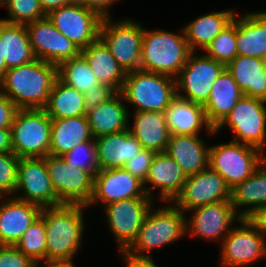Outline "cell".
<instances>
[{
	"mask_svg": "<svg viewBox=\"0 0 266 267\" xmlns=\"http://www.w3.org/2000/svg\"><path fill=\"white\" fill-rule=\"evenodd\" d=\"M210 58L227 65L237 54L236 15L204 51Z\"/></svg>",
	"mask_w": 266,
	"mask_h": 267,
	"instance_id": "obj_38",
	"label": "cell"
},
{
	"mask_svg": "<svg viewBox=\"0 0 266 267\" xmlns=\"http://www.w3.org/2000/svg\"><path fill=\"white\" fill-rule=\"evenodd\" d=\"M118 254L122 257L126 267H158L152 256H136L130 254L126 250H118Z\"/></svg>",
	"mask_w": 266,
	"mask_h": 267,
	"instance_id": "obj_47",
	"label": "cell"
},
{
	"mask_svg": "<svg viewBox=\"0 0 266 267\" xmlns=\"http://www.w3.org/2000/svg\"><path fill=\"white\" fill-rule=\"evenodd\" d=\"M235 10L230 8L206 13L198 16L183 27L185 38L192 52L205 51L212 40L226 27L235 17Z\"/></svg>",
	"mask_w": 266,
	"mask_h": 267,
	"instance_id": "obj_29",
	"label": "cell"
},
{
	"mask_svg": "<svg viewBox=\"0 0 266 267\" xmlns=\"http://www.w3.org/2000/svg\"><path fill=\"white\" fill-rule=\"evenodd\" d=\"M227 200H231L230 187L219 173L208 166L188 176L173 203L187 214L194 208Z\"/></svg>",
	"mask_w": 266,
	"mask_h": 267,
	"instance_id": "obj_15",
	"label": "cell"
},
{
	"mask_svg": "<svg viewBox=\"0 0 266 267\" xmlns=\"http://www.w3.org/2000/svg\"><path fill=\"white\" fill-rule=\"evenodd\" d=\"M115 93L116 91L107 84L94 86L92 90L84 93L86 111L94 109L98 105L103 104Z\"/></svg>",
	"mask_w": 266,
	"mask_h": 267,
	"instance_id": "obj_44",
	"label": "cell"
},
{
	"mask_svg": "<svg viewBox=\"0 0 266 267\" xmlns=\"http://www.w3.org/2000/svg\"><path fill=\"white\" fill-rule=\"evenodd\" d=\"M187 213L190 217L186 219V234L208 240V242L209 240L217 241L219 245L230 232L233 222L240 220L231 200L197 207Z\"/></svg>",
	"mask_w": 266,
	"mask_h": 267,
	"instance_id": "obj_17",
	"label": "cell"
},
{
	"mask_svg": "<svg viewBox=\"0 0 266 267\" xmlns=\"http://www.w3.org/2000/svg\"><path fill=\"white\" fill-rule=\"evenodd\" d=\"M130 198L151 197L146 194L143 182L124 168L98 170L94 176L93 196L87 208L98 202L103 207Z\"/></svg>",
	"mask_w": 266,
	"mask_h": 267,
	"instance_id": "obj_19",
	"label": "cell"
},
{
	"mask_svg": "<svg viewBox=\"0 0 266 267\" xmlns=\"http://www.w3.org/2000/svg\"><path fill=\"white\" fill-rule=\"evenodd\" d=\"M124 103L121 92H116L103 104L87 111L86 118L94 139L129 128L131 111L125 106L127 103Z\"/></svg>",
	"mask_w": 266,
	"mask_h": 267,
	"instance_id": "obj_24",
	"label": "cell"
},
{
	"mask_svg": "<svg viewBox=\"0 0 266 267\" xmlns=\"http://www.w3.org/2000/svg\"><path fill=\"white\" fill-rule=\"evenodd\" d=\"M237 223L220 244V267H248L266 257L265 238L247 218Z\"/></svg>",
	"mask_w": 266,
	"mask_h": 267,
	"instance_id": "obj_12",
	"label": "cell"
},
{
	"mask_svg": "<svg viewBox=\"0 0 266 267\" xmlns=\"http://www.w3.org/2000/svg\"><path fill=\"white\" fill-rule=\"evenodd\" d=\"M231 203L240 218L266 206V159L250 177L231 189Z\"/></svg>",
	"mask_w": 266,
	"mask_h": 267,
	"instance_id": "obj_30",
	"label": "cell"
},
{
	"mask_svg": "<svg viewBox=\"0 0 266 267\" xmlns=\"http://www.w3.org/2000/svg\"><path fill=\"white\" fill-rule=\"evenodd\" d=\"M41 263L43 264V266L45 265L44 267H76L72 260H58V259H44L36 261L35 267H42Z\"/></svg>",
	"mask_w": 266,
	"mask_h": 267,
	"instance_id": "obj_51",
	"label": "cell"
},
{
	"mask_svg": "<svg viewBox=\"0 0 266 267\" xmlns=\"http://www.w3.org/2000/svg\"><path fill=\"white\" fill-rule=\"evenodd\" d=\"M92 138L86 116L51 120L50 154L62 156Z\"/></svg>",
	"mask_w": 266,
	"mask_h": 267,
	"instance_id": "obj_32",
	"label": "cell"
},
{
	"mask_svg": "<svg viewBox=\"0 0 266 267\" xmlns=\"http://www.w3.org/2000/svg\"><path fill=\"white\" fill-rule=\"evenodd\" d=\"M187 178L181 167L163 152L154 157L143 185L146 194L152 199L156 198L154 190L159 189V199L167 203L173 202L180 194Z\"/></svg>",
	"mask_w": 266,
	"mask_h": 267,
	"instance_id": "obj_20",
	"label": "cell"
},
{
	"mask_svg": "<svg viewBox=\"0 0 266 267\" xmlns=\"http://www.w3.org/2000/svg\"><path fill=\"white\" fill-rule=\"evenodd\" d=\"M132 115V126L129 125L128 129L141 146L156 153L165 152L170 138L165 113L152 111L129 113V117Z\"/></svg>",
	"mask_w": 266,
	"mask_h": 267,
	"instance_id": "obj_27",
	"label": "cell"
},
{
	"mask_svg": "<svg viewBox=\"0 0 266 267\" xmlns=\"http://www.w3.org/2000/svg\"><path fill=\"white\" fill-rule=\"evenodd\" d=\"M263 61V69H264V74L266 76V57L262 59Z\"/></svg>",
	"mask_w": 266,
	"mask_h": 267,
	"instance_id": "obj_53",
	"label": "cell"
},
{
	"mask_svg": "<svg viewBox=\"0 0 266 267\" xmlns=\"http://www.w3.org/2000/svg\"><path fill=\"white\" fill-rule=\"evenodd\" d=\"M7 0H0V8L4 7V5L6 4Z\"/></svg>",
	"mask_w": 266,
	"mask_h": 267,
	"instance_id": "obj_54",
	"label": "cell"
},
{
	"mask_svg": "<svg viewBox=\"0 0 266 267\" xmlns=\"http://www.w3.org/2000/svg\"><path fill=\"white\" fill-rule=\"evenodd\" d=\"M94 140L99 170L123 168L126 162L143 149L129 129Z\"/></svg>",
	"mask_w": 266,
	"mask_h": 267,
	"instance_id": "obj_23",
	"label": "cell"
},
{
	"mask_svg": "<svg viewBox=\"0 0 266 267\" xmlns=\"http://www.w3.org/2000/svg\"><path fill=\"white\" fill-rule=\"evenodd\" d=\"M156 154L152 150L143 148L142 151L126 162L123 168L144 183Z\"/></svg>",
	"mask_w": 266,
	"mask_h": 267,
	"instance_id": "obj_42",
	"label": "cell"
},
{
	"mask_svg": "<svg viewBox=\"0 0 266 267\" xmlns=\"http://www.w3.org/2000/svg\"><path fill=\"white\" fill-rule=\"evenodd\" d=\"M57 78L58 66L36 58L8 69L0 81V91L17 109H44Z\"/></svg>",
	"mask_w": 266,
	"mask_h": 267,
	"instance_id": "obj_1",
	"label": "cell"
},
{
	"mask_svg": "<svg viewBox=\"0 0 266 267\" xmlns=\"http://www.w3.org/2000/svg\"><path fill=\"white\" fill-rule=\"evenodd\" d=\"M228 126L232 141L266 149V101L248 96L236 103L228 116L214 129L216 134Z\"/></svg>",
	"mask_w": 266,
	"mask_h": 267,
	"instance_id": "obj_9",
	"label": "cell"
},
{
	"mask_svg": "<svg viewBox=\"0 0 266 267\" xmlns=\"http://www.w3.org/2000/svg\"><path fill=\"white\" fill-rule=\"evenodd\" d=\"M181 33L167 30H147L143 26L140 69L176 78L186 64L191 50Z\"/></svg>",
	"mask_w": 266,
	"mask_h": 267,
	"instance_id": "obj_3",
	"label": "cell"
},
{
	"mask_svg": "<svg viewBox=\"0 0 266 267\" xmlns=\"http://www.w3.org/2000/svg\"><path fill=\"white\" fill-rule=\"evenodd\" d=\"M19 159L12 152L0 153V197L14 195Z\"/></svg>",
	"mask_w": 266,
	"mask_h": 267,
	"instance_id": "obj_41",
	"label": "cell"
},
{
	"mask_svg": "<svg viewBox=\"0 0 266 267\" xmlns=\"http://www.w3.org/2000/svg\"><path fill=\"white\" fill-rule=\"evenodd\" d=\"M242 96L243 92L225 69L212 85L209 99L203 105L209 124L215 129L228 116Z\"/></svg>",
	"mask_w": 266,
	"mask_h": 267,
	"instance_id": "obj_28",
	"label": "cell"
},
{
	"mask_svg": "<svg viewBox=\"0 0 266 267\" xmlns=\"http://www.w3.org/2000/svg\"><path fill=\"white\" fill-rule=\"evenodd\" d=\"M170 204V205H168ZM151 207L139 230L136 240L126 250L136 256H151L156 248L173 244L186 235V214L173 202Z\"/></svg>",
	"mask_w": 266,
	"mask_h": 267,
	"instance_id": "obj_4",
	"label": "cell"
},
{
	"mask_svg": "<svg viewBox=\"0 0 266 267\" xmlns=\"http://www.w3.org/2000/svg\"><path fill=\"white\" fill-rule=\"evenodd\" d=\"M47 174L61 204L88 206L94 191V177L87 171L69 166L62 156L44 157Z\"/></svg>",
	"mask_w": 266,
	"mask_h": 267,
	"instance_id": "obj_11",
	"label": "cell"
},
{
	"mask_svg": "<svg viewBox=\"0 0 266 267\" xmlns=\"http://www.w3.org/2000/svg\"><path fill=\"white\" fill-rule=\"evenodd\" d=\"M244 96L266 101V76L260 58L237 55L226 65Z\"/></svg>",
	"mask_w": 266,
	"mask_h": 267,
	"instance_id": "obj_31",
	"label": "cell"
},
{
	"mask_svg": "<svg viewBox=\"0 0 266 267\" xmlns=\"http://www.w3.org/2000/svg\"><path fill=\"white\" fill-rule=\"evenodd\" d=\"M41 209L14 196L0 197V245H15L40 216Z\"/></svg>",
	"mask_w": 266,
	"mask_h": 267,
	"instance_id": "obj_21",
	"label": "cell"
},
{
	"mask_svg": "<svg viewBox=\"0 0 266 267\" xmlns=\"http://www.w3.org/2000/svg\"><path fill=\"white\" fill-rule=\"evenodd\" d=\"M43 11L48 14L51 10L72 4L75 0H39Z\"/></svg>",
	"mask_w": 266,
	"mask_h": 267,
	"instance_id": "obj_50",
	"label": "cell"
},
{
	"mask_svg": "<svg viewBox=\"0 0 266 267\" xmlns=\"http://www.w3.org/2000/svg\"><path fill=\"white\" fill-rule=\"evenodd\" d=\"M123 19L103 18L99 39L127 73L140 70L143 25L134 19Z\"/></svg>",
	"mask_w": 266,
	"mask_h": 267,
	"instance_id": "obj_8",
	"label": "cell"
},
{
	"mask_svg": "<svg viewBox=\"0 0 266 267\" xmlns=\"http://www.w3.org/2000/svg\"><path fill=\"white\" fill-rule=\"evenodd\" d=\"M120 0H75L82 7L91 9L98 13L102 18L111 17L110 9Z\"/></svg>",
	"mask_w": 266,
	"mask_h": 267,
	"instance_id": "obj_46",
	"label": "cell"
},
{
	"mask_svg": "<svg viewBox=\"0 0 266 267\" xmlns=\"http://www.w3.org/2000/svg\"><path fill=\"white\" fill-rule=\"evenodd\" d=\"M45 221L39 216L24 232L15 246L34 262L46 259Z\"/></svg>",
	"mask_w": 266,
	"mask_h": 267,
	"instance_id": "obj_37",
	"label": "cell"
},
{
	"mask_svg": "<svg viewBox=\"0 0 266 267\" xmlns=\"http://www.w3.org/2000/svg\"><path fill=\"white\" fill-rule=\"evenodd\" d=\"M236 43L238 55L266 57V11L236 14Z\"/></svg>",
	"mask_w": 266,
	"mask_h": 267,
	"instance_id": "obj_26",
	"label": "cell"
},
{
	"mask_svg": "<svg viewBox=\"0 0 266 267\" xmlns=\"http://www.w3.org/2000/svg\"><path fill=\"white\" fill-rule=\"evenodd\" d=\"M81 54L101 84L109 85L116 92L121 91L126 72L100 39L81 50Z\"/></svg>",
	"mask_w": 266,
	"mask_h": 267,
	"instance_id": "obj_33",
	"label": "cell"
},
{
	"mask_svg": "<svg viewBox=\"0 0 266 267\" xmlns=\"http://www.w3.org/2000/svg\"><path fill=\"white\" fill-rule=\"evenodd\" d=\"M7 66L5 59L3 57V43L1 40V19H0V81L3 79L6 71H7Z\"/></svg>",
	"mask_w": 266,
	"mask_h": 267,
	"instance_id": "obj_52",
	"label": "cell"
},
{
	"mask_svg": "<svg viewBox=\"0 0 266 267\" xmlns=\"http://www.w3.org/2000/svg\"><path fill=\"white\" fill-rule=\"evenodd\" d=\"M87 206L61 204L43 207L40 216L45 221L46 259L73 260L82 246Z\"/></svg>",
	"mask_w": 266,
	"mask_h": 267,
	"instance_id": "obj_2",
	"label": "cell"
},
{
	"mask_svg": "<svg viewBox=\"0 0 266 267\" xmlns=\"http://www.w3.org/2000/svg\"><path fill=\"white\" fill-rule=\"evenodd\" d=\"M17 111L15 104L0 91V128H10Z\"/></svg>",
	"mask_w": 266,
	"mask_h": 267,
	"instance_id": "obj_45",
	"label": "cell"
},
{
	"mask_svg": "<svg viewBox=\"0 0 266 267\" xmlns=\"http://www.w3.org/2000/svg\"><path fill=\"white\" fill-rule=\"evenodd\" d=\"M154 200L130 198L103 206L105 220L119 251L127 250L136 240L147 213L156 204Z\"/></svg>",
	"mask_w": 266,
	"mask_h": 267,
	"instance_id": "obj_13",
	"label": "cell"
},
{
	"mask_svg": "<svg viewBox=\"0 0 266 267\" xmlns=\"http://www.w3.org/2000/svg\"><path fill=\"white\" fill-rule=\"evenodd\" d=\"M247 220L266 240V206L256 209Z\"/></svg>",
	"mask_w": 266,
	"mask_h": 267,
	"instance_id": "obj_48",
	"label": "cell"
},
{
	"mask_svg": "<svg viewBox=\"0 0 266 267\" xmlns=\"http://www.w3.org/2000/svg\"><path fill=\"white\" fill-rule=\"evenodd\" d=\"M195 53L191 52L186 64L175 78L176 95L204 105L209 99L212 85L226 69V65L205 53L201 55Z\"/></svg>",
	"mask_w": 266,
	"mask_h": 267,
	"instance_id": "obj_10",
	"label": "cell"
},
{
	"mask_svg": "<svg viewBox=\"0 0 266 267\" xmlns=\"http://www.w3.org/2000/svg\"><path fill=\"white\" fill-rule=\"evenodd\" d=\"M10 129L12 153L18 158L50 154L51 119L44 109H17Z\"/></svg>",
	"mask_w": 266,
	"mask_h": 267,
	"instance_id": "obj_6",
	"label": "cell"
},
{
	"mask_svg": "<svg viewBox=\"0 0 266 267\" xmlns=\"http://www.w3.org/2000/svg\"><path fill=\"white\" fill-rule=\"evenodd\" d=\"M4 7L8 17L1 20L7 23L26 25L47 16L39 0H7Z\"/></svg>",
	"mask_w": 266,
	"mask_h": 267,
	"instance_id": "obj_39",
	"label": "cell"
},
{
	"mask_svg": "<svg viewBox=\"0 0 266 267\" xmlns=\"http://www.w3.org/2000/svg\"><path fill=\"white\" fill-rule=\"evenodd\" d=\"M13 196L41 208L61 205L47 174L44 157L19 159L17 186Z\"/></svg>",
	"mask_w": 266,
	"mask_h": 267,
	"instance_id": "obj_16",
	"label": "cell"
},
{
	"mask_svg": "<svg viewBox=\"0 0 266 267\" xmlns=\"http://www.w3.org/2000/svg\"><path fill=\"white\" fill-rule=\"evenodd\" d=\"M12 152L10 128H0V153Z\"/></svg>",
	"mask_w": 266,
	"mask_h": 267,
	"instance_id": "obj_49",
	"label": "cell"
},
{
	"mask_svg": "<svg viewBox=\"0 0 266 267\" xmlns=\"http://www.w3.org/2000/svg\"><path fill=\"white\" fill-rule=\"evenodd\" d=\"M120 92L133 112H165L177 96L174 78L141 69L126 73Z\"/></svg>",
	"mask_w": 266,
	"mask_h": 267,
	"instance_id": "obj_5",
	"label": "cell"
},
{
	"mask_svg": "<svg viewBox=\"0 0 266 267\" xmlns=\"http://www.w3.org/2000/svg\"><path fill=\"white\" fill-rule=\"evenodd\" d=\"M1 40L7 69L28 64L36 59L24 24H12L1 20Z\"/></svg>",
	"mask_w": 266,
	"mask_h": 267,
	"instance_id": "obj_35",
	"label": "cell"
},
{
	"mask_svg": "<svg viewBox=\"0 0 266 267\" xmlns=\"http://www.w3.org/2000/svg\"><path fill=\"white\" fill-rule=\"evenodd\" d=\"M84 93L66 85L59 78L53 84L44 111L51 120L86 116Z\"/></svg>",
	"mask_w": 266,
	"mask_h": 267,
	"instance_id": "obj_34",
	"label": "cell"
},
{
	"mask_svg": "<svg viewBox=\"0 0 266 267\" xmlns=\"http://www.w3.org/2000/svg\"><path fill=\"white\" fill-rule=\"evenodd\" d=\"M164 113L170 135H200L202 129L216 135L201 104L176 96Z\"/></svg>",
	"mask_w": 266,
	"mask_h": 267,
	"instance_id": "obj_22",
	"label": "cell"
},
{
	"mask_svg": "<svg viewBox=\"0 0 266 267\" xmlns=\"http://www.w3.org/2000/svg\"><path fill=\"white\" fill-rule=\"evenodd\" d=\"M265 159L266 155L260 149L231 140L210 145L208 166L233 189L250 177Z\"/></svg>",
	"mask_w": 266,
	"mask_h": 267,
	"instance_id": "obj_7",
	"label": "cell"
},
{
	"mask_svg": "<svg viewBox=\"0 0 266 267\" xmlns=\"http://www.w3.org/2000/svg\"><path fill=\"white\" fill-rule=\"evenodd\" d=\"M62 157L69 166L87 171L93 177L99 170L94 138L77 145Z\"/></svg>",
	"mask_w": 266,
	"mask_h": 267,
	"instance_id": "obj_40",
	"label": "cell"
},
{
	"mask_svg": "<svg viewBox=\"0 0 266 267\" xmlns=\"http://www.w3.org/2000/svg\"><path fill=\"white\" fill-rule=\"evenodd\" d=\"M0 267H35V262L15 245H0Z\"/></svg>",
	"mask_w": 266,
	"mask_h": 267,
	"instance_id": "obj_43",
	"label": "cell"
},
{
	"mask_svg": "<svg viewBox=\"0 0 266 267\" xmlns=\"http://www.w3.org/2000/svg\"><path fill=\"white\" fill-rule=\"evenodd\" d=\"M29 42L35 58L59 66L78 56L81 51L47 18L27 23Z\"/></svg>",
	"mask_w": 266,
	"mask_h": 267,
	"instance_id": "obj_18",
	"label": "cell"
},
{
	"mask_svg": "<svg viewBox=\"0 0 266 267\" xmlns=\"http://www.w3.org/2000/svg\"><path fill=\"white\" fill-rule=\"evenodd\" d=\"M205 142L200 135H170L164 153L190 176L208 167L210 146Z\"/></svg>",
	"mask_w": 266,
	"mask_h": 267,
	"instance_id": "obj_25",
	"label": "cell"
},
{
	"mask_svg": "<svg viewBox=\"0 0 266 267\" xmlns=\"http://www.w3.org/2000/svg\"><path fill=\"white\" fill-rule=\"evenodd\" d=\"M47 18L80 51L99 39L103 18L95 11L82 7L76 2L51 10Z\"/></svg>",
	"mask_w": 266,
	"mask_h": 267,
	"instance_id": "obj_14",
	"label": "cell"
},
{
	"mask_svg": "<svg viewBox=\"0 0 266 267\" xmlns=\"http://www.w3.org/2000/svg\"><path fill=\"white\" fill-rule=\"evenodd\" d=\"M58 78L82 93L101 84L81 53L58 66Z\"/></svg>",
	"mask_w": 266,
	"mask_h": 267,
	"instance_id": "obj_36",
	"label": "cell"
}]
</instances>
